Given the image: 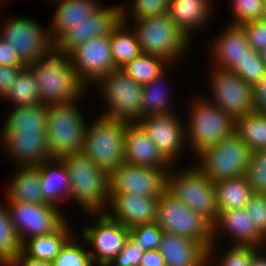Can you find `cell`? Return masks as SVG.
<instances>
[{
    "instance_id": "obj_1",
    "label": "cell",
    "mask_w": 266,
    "mask_h": 266,
    "mask_svg": "<svg viewBox=\"0 0 266 266\" xmlns=\"http://www.w3.org/2000/svg\"><path fill=\"white\" fill-rule=\"evenodd\" d=\"M38 85L41 102L46 105L79 102L86 87L71 64L70 52L52 42L39 60L26 65ZM86 89V90H85Z\"/></svg>"
},
{
    "instance_id": "obj_2",
    "label": "cell",
    "mask_w": 266,
    "mask_h": 266,
    "mask_svg": "<svg viewBox=\"0 0 266 266\" xmlns=\"http://www.w3.org/2000/svg\"><path fill=\"white\" fill-rule=\"evenodd\" d=\"M68 169L70 197L90 214L105 213L109 206V174L95 165L82 152L63 155Z\"/></svg>"
},
{
    "instance_id": "obj_3",
    "label": "cell",
    "mask_w": 266,
    "mask_h": 266,
    "mask_svg": "<svg viewBox=\"0 0 266 266\" xmlns=\"http://www.w3.org/2000/svg\"><path fill=\"white\" fill-rule=\"evenodd\" d=\"M156 223L165 233L179 235L203 245L208 250V265L209 262L211 266L214 265L211 264L216 247L212 245V224L166 190L158 198Z\"/></svg>"
},
{
    "instance_id": "obj_4",
    "label": "cell",
    "mask_w": 266,
    "mask_h": 266,
    "mask_svg": "<svg viewBox=\"0 0 266 266\" xmlns=\"http://www.w3.org/2000/svg\"><path fill=\"white\" fill-rule=\"evenodd\" d=\"M85 128L81 152L109 175L124 163L127 123L100 116ZM90 125V127H89Z\"/></svg>"
},
{
    "instance_id": "obj_5",
    "label": "cell",
    "mask_w": 266,
    "mask_h": 266,
    "mask_svg": "<svg viewBox=\"0 0 266 266\" xmlns=\"http://www.w3.org/2000/svg\"><path fill=\"white\" fill-rule=\"evenodd\" d=\"M133 21L137 25L134 32L143 54L159 56L170 64L188 51L190 39L175 25L168 13Z\"/></svg>"
},
{
    "instance_id": "obj_6",
    "label": "cell",
    "mask_w": 266,
    "mask_h": 266,
    "mask_svg": "<svg viewBox=\"0 0 266 266\" xmlns=\"http://www.w3.org/2000/svg\"><path fill=\"white\" fill-rule=\"evenodd\" d=\"M178 172L180 173L174 175L167 172L166 191L213 224L219 212L216 205L215 183L196 166Z\"/></svg>"
},
{
    "instance_id": "obj_7",
    "label": "cell",
    "mask_w": 266,
    "mask_h": 266,
    "mask_svg": "<svg viewBox=\"0 0 266 266\" xmlns=\"http://www.w3.org/2000/svg\"><path fill=\"white\" fill-rule=\"evenodd\" d=\"M192 102L189 127L187 126L188 142L198 155L204 149L217 145L222 140L235 134L236 120L223 112L218 106L210 103L208 98H197Z\"/></svg>"
},
{
    "instance_id": "obj_8",
    "label": "cell",
    "mask_w": 266,
    "mask_h": 266,
    "mask_svg": "<svg viewBox=\"0 0 266 266\" xmlns=\"http://www.w3.org/2000/svg\"><path fill=\"white\" fill-rule=\"evenodd\" d=\"M76 101L49 105L46 116L48 147L54 158L81 152L87 124Z\"/></svg>"
},
{
    "instance_id": "obj_9",
    "label": "cell",
    "mask_w": 266,
    "mask_h": 266,
    "mask_svg": "<svg viewBox=\"0 0 266 266\" xmlns=\"http://www.w3.org/2000/svg\"><path fill=\"white\" fill-rule=\"evenodd\" d=\"M95 85L102 88L107 110L101 116L112 120L135 123L141 119V94L143 85L137 83L122 68L102 76Z\"/></svg>"
},
{
    "instance_id": "obj_10",
    "label": "cell",
    "mask_w": 266,
    "mask_h": 266,
    "mask_svg": "<svg viewBox=\"0 0 266 266\" xmlns=\"http://www.w3.org/2000/svg\"><path fill=\"white\" fill-rule=\"evenodd\" d=\"M251 153V149L235 133L200 152L197 156L200 162L195 166L215 183L223 179L245 176Z\"/></svg>"
},
{
    "instance_id": "obj_11",
    "label": "cell",
    "mask_w": 266,
    "mask_h": 266,
    "mask_svg": "<svg viewBox=\"0 0 266 266\" xmlns=\"http://www.w3.org/2000/svg\"><path fill=\"white\" fill-rule=\"evenodd\" d=\"M210 83L213 101L235 120L255 111L253 86L230 70L212 68Z\"/></svg>"
},
{
    "instance_id": "obj_12",
    "label": "cell",
    "mask_w": 266,
    "mask_h": 266,
    "mask_svg": "<svg viewBox=\"0 0 266 266\" xmlns=\"http://www.w3.org/2000/svg\"><path fill=\"white\" fill-rule=\"evenodd\" d=\"M7 202L21 243L33 237L51 234L67 222L55 205L29 204L12 200Z\"/></svg>"
},
{
    "instance_id": "obj_13",
    "label": "cell",
    "mask_w": 266,
    "mask_h": 266,
    "mask_svg": "<svg viewBox=\"0 0 266 266\" xmlns=\"http://www.w3.org/2000/svg\"><path fill=\"white\" fill-rule=\"evenodd\" d=\"M3 21L2 38L14 48L25 65L39 60L44 50L53 42L49 30L45 31L34 19L12 17Z\"/></svg>"
},
{
    "instance_id": "obj_14",
    "label": "cell",
    "mask_w": 266,
    "mask_h": 266,
    "mask_svg": "<svg viewBox=\"0 0 266 266\" xmlns=\"http://www.w3.org/2000/svg\"><path fill=\"white\" fill-rule=\"evenodd\" d=\"M70 58L78 79L85 86L116 69L109 35L90 38L77 45L70 51Z\"/></svg>"
},
{
    "instance_id": "obj_15",
    "label": "cell",
    "mask_w": 266,
    "mask_h": 266,
    "mask_svg": "<svg viewBox=\"0 0 266 266\" xmlns=\"http://www.w3.org/2000/svg\"><path fill=\"white\" fill-rule=\"evenodd\" d=\"M169 169L123 163L109 175L110 194H135L159 198L166 190Z\"/></svg>"
},
{
    "instance_id": "obj_16",
    "label": "cell",
    "mask_w": 266,
    "mask_h": 266,
    "mask_svg": "<svg viewBox=\"0 0 266 266\" xmlns=\"http://www.w3.org/2000/svg\"><path fill=\"white\" fill-rule=\"evenodd\" d=\"M97 216V224L85 227L81 237L93 249V252L89 251L93 263L107 266L124 246L129 229L112 220L106 213H98Z\"/></svg>"
},
{
    "instance_id": "obj_17",
    "label": "cell",
    "mask_w": 266,
    "mask_h": 266,
    "mask_svg": "<svg viewBox=\"0 0 266 266\" xmlns=\"http://www.w3.org/2000/svg\"><path fill=\"white\" fill-rule=\"evenodd\" d=\"M158 150L172 164L187 141L185 127L175 113L147 115L137 122ZM186 139V141H185ZM174 161V162H173Z\"/></svg>"
},
{
    "instance_id": "obj_18",
    "label": "cell",
    "mask_w": 266,
    "mask_h": 266,
    "mask_svg": "<svg viewBox=\"0 0 266 266\" xmlns=\"http://www.w3.org/2000/svg\"><path fill=\"white\" fill-rule=\"evenodd\" d=\"M121 20V7H101L87 20L77 23L63 32L54 42L64 50L71 51L77 45L90 38L110 35L112 29Z\"/></svg>"
},
{
    "instance_id": "obj_19",
    "label": "cell",
    "mask_w": 266,
    "mask_h": 266,
    "mask_svg": "<svg viewBox=\"0 0 266 266\" xmlns=\"http://www.w3.org/2000/svg\"><path fill=\"white\" fill-rule=\"evenodd\" d=\"M157 204L158 198L152 196L110 194L108 210L105 213L112 220L130 229L156 222Z\"/></svg>"
},
{
    "instance_id": "obj_20",
    "label": "cell",
    "mask_w": 266,
    "mask_h": 266,
    "mask_svg": "<svg viewBox=\"0 0 266 266\" xmlns=\"http://www.w3.org/2000/svg\"><path fill=\"white\" fill-rule=\"evenodd\" d=\"M4 149L14 157L17 165H39L54 159L49 147L46 131H16L2 136Z\"/></svg>"
},
{
    "instance_id": "obj_21",
    "label": "cell",
    "mask_w": 266,
    "mask_h": 266,
    "mask_svg": "<svg viewBox=\"0 0 266 266\" xmlns=\"http://www.w3.org/2000/svg\"><path fill=\"white\" fill-rule=\"evenodd\" d=\"M124 163L158 169L172 166L137 122L127 123Z\"/></svg>"
},
{
    "instance_id": "obj_22",
    "label": "cell",
    "mask_w": 266,
    "mask_h": 266,
    "mask_svg": "<svg viewBox=\"0 0 266 266\" xmlns=\"http://www.w3.org/2000/svg\"><path fill=\"white\" fill-rule=\"evenodd\" d=\"M220 227V228H219ZM225 230L235 241L233 245L254 246L262 249L260 246L266 244L264 236L256 229L253 221L244 208L222 210L218 212L216 221L212 224L213 244H216L217 233L219 230ZM233 236V237H232ZM264 243V244H263Z\"/></svg>"
},
{
    "instance_id": "obj_23",
    "label": "cell",
    "mask_w": 266,
    "mask_h": 266,
    "mask_svg": "<svg viewBox=\"0 0 266 266\" xmlns=\"http://www.w3.org/2000/svg\"><path fill=\"white\" fill-rule=\"evenodd\" d=\"M158 250L166 266H207L208 250L198 242L163 233Z\"/></svg>"
},
{
    "instance_id": "obj_24",
    "label": "cell",
    "mask_w": 266,
    "mask_h": 266,
    "mask_svg": "<svg viewBox=\"0 0 266 266\" xmlns=\"http://www.w3.org/2000/svg\"><path fill=\"white\" fill-rule=\"evenodd\" d=\"M227 28L219 35L211 49L214 68L224 70H230L236 63H239L251 48L240 25L231 24Z\"/></svg>"
},
{
    "instance_id": "obj_25",
    "label": "cell",
    "mask_w": 266,
    "mask_h": 266,
    "mask_svg": "<svg viewBox=\"0 0 266 266\" xmlns=\"http://www.w3.org/2000/svg\"><path fill=\"white\" fill-rule=\"evenodd\" d=\"M40 169V186L44 200L58 206L70 196L68 169L60 158L37 165ZM68 195V196H67Z\"/></svg>"
},
{
    "instance_id": "obj_26",
    "label": "cell",
    "mask_w": 266,
    "mask_h": 266,
    "mask_svg": "<svg viewBox=\"0 0 266 266\" xmlns=\"http://www.w3.org/2000/svg\"><path fill=\"white\" fill-rule=\"evenodd\" d=\"M210 0H173L169 2L168 14L170 19L188 38L191 30L206 27L211 15ZM211 8V9H210Z\"/></svg>"
},
{
    "instance_id": "obj_27",
    "label": "cell",
    "mask_w": 266,
    "mask_h": 266,
    "mask_svg": "<svg viewBox=\"0 0 266 266\" xmlns=\"http://www.w3.org/2000/svg\"><path fill=\"white\" fill-rule=\"evenodd\" d=\"M49 35L54 42L63 32L81 21L87 20L102 6L96 0H60Z\"/></svg>"
},
{
    "instance_id": "obj_28",
    "label": "cell",
    "mask_w": 266,
    "mask_h": 266,
    "mask_svg": "<svg viewBox=\"0 0 266 266\" xmlns=\"http://www.w3.org/2000/svg\"><path fill=\"white\" fill-rule=\"evenodd\" d=\"M7 200L29 204H49L41 191L40 169L37 165L18 166V172L8 186Z\"/></svg>"
},
{
    "instance_id": "obj_29",
    "label": "cell",
    "mask_w": 266,
    "mask_h": 266,
    "mask_svg": "<svg viewBox=\"0 0 266 266\" xmlns=\"http://www.w3.org/2000/svg\"><path fill=\"white\" fill-rule=\"evenodd\" d=\"M66 222L51 234L33 237L22 243L21 251L30 258L53 262L62 247L73 236Z\"/></svg>"
},
{
    "instance_id": "obj_30",
    "label": "cell",
    "mask_w": 266,
    "mask_h": 266,
    "mask_svg": "<svg viewBox=\"0 0 266 266\" xmlns=\"http://www.w3.org/2000/svg\"><path fill=\"white\" fill-rule=\"evenodd\" d=\"M124 7V8H123ZM127 10L121 6V20L110 32L112 56L116 68H122L142 54L137 36L133 31H127ZM126 14V15H125ZM126 27V28H125Z\"/></svg>"
},
{
    "instance_id": "obj_31",
    "label": "cell",
    "mask_w": 266,
    "mask_h": 266,
    "mask_svg": "<svg viewBox=\"0 0 266 266\" xmlns=\"http://www.w3.org/2000/svg\"><path fill=\"white\" fill-rule=\"evenodd\" d=\"M49 105L12 107L3 125L2 136H10L16 131H46V116Z\"/></svg>"
},
{
    "instance_id": "obj_32",
    "label": "cell",
    "mask_w": 266,
    "mask_h": 266,
    "mask_svg": "<svg viewBox=\"0 0 266 266\" xmlns=\"http://www.w3.org/2000/svg\"><path fill=\"white\" fill-rule=\"evenodd\" d=\"M218 211L245 208L253 192L245 176L215 182Z\"/></svg>"
},
{
    "instance_id": "obj_33",
    "label": "cell",
    "mask_w": 266,
    "mask_h": 266,
    "mask_svg": "<svg viewBox=\"0 0 266 266\" xmlns=\"http://www.w3.org/2000/svg\"><path fill=\"white\" fill-rule=\"evenodd\" d=\"M12 103V106H36L41 102L38 85L32 71L25 66L11 84L10 89L3 98Z\"/></svg>"
},
{
    "instance_id": "obj_34",
    "label": "cell",
    "mask_w": 266,
    "mask_h": 266,
    "mask_svg": "<svg viewBox=\"0 0 266 266\" xmlns=\"http://www.w3.org/2000/svg\"><path fill=\"white\" fill-rule=\"evenodd\" d=\"M235 133L251 149H266V114L253 111L236 119Z\"/></svg>"
},
{
    "instance_id": "obj_35",
    "label": "cell",
    "mask_w": 266,
    "mask_h": 266,
    "mask_svg": "<svg viewBox=\"0 0 266 266\" xmlns=\"http://www.w3.org/2000/svg\"><path fill=\"white\" fill-rule=\"evenodd\" d=\"M22 243L14 228L8 206L0 205V263L8 266L21 253Z\"/></svg>"
},
{
    "instance_id": "obj_36",
    "label": "cell",
    "mask_w": 266,
    "mask_h": 266,
    "mask_svg": "<svg viewBox=\"0 0 266 266\" xmlns=\"http://www.w3.org/2000/svg\"><path fill=\"white\" fill-rule=\"evenodd\" d=\"M165 71L152 82L143 85L141 94V118L147 115H160L173 113L168 103L169 92L161 88ZM160 83L162 85H160ZM166 86V85H165Z\"/></svg>"
},
{
    "instance_id": "obj_37",
    "label": "cell",
    "mask_w": 266,
    "mask_h": 266,
    "mask_svg": "<svg viewBox=\"0 0 266 266\" xmlns=\"http://www.w3.org/2000/svg\"><path fill=\"white\" fill-rule=\"evenodd\" d=\"M166 64L169 67V62L164 58L142 53L133 61L127 63L122 69L137 83L145 85L163 73Z\"/></svg>"
},
{
    "instance_id": "obj_38",
    "label": "cell",
    "mask_w": 266,
    "mask_h": 266,
    "mask_svg": "<svg viewBox=\"0 0 266 266\" xmlns=\"http://www.w3.org/2000/svg\"><path fill=\"white\" fill-rule=\"evenodd\" d=\"M230 71L236 73L245 82L254 86L266 75V65L260 52L250 48L243 58Z\"/></svg>"
},
{
    "instance_id": "obj_39",
    "label": "cell",
    "mask_w": 266,
    "mask_h": 266,
    "mask_svg": "<svg viewBox=\"0 0 266 266\" xmlns=\"http://www.w3.org/2000/svg\"><path fill=\"white\" fill-rule=\"evenodd\" d=\"M245 177L253 194L266 195V149L252 151Z\"/></svg>"
},
{
    "instance_id": "obj_40",
    "label": "cell",
    "mask_w": 266,
    "mask_h": 266,
    "mask_svg": "<svg viewBox=\"0 0 266 266\" xmlns=\"http://www.w3.org/2000/svg\"><path fill=\"white\" fill-rule=\"evenodd\" d=\"M53 266H94L89 250L84 249L71 237L52 262Z\"/></svg>"
},
{
    "instance_id": "obj_41",
    "label": "cell",
    "mask_w": 266,
    "mask_h": 266,
    "mask_svg": "<svg viewBox=\"0 0 266 266\" xmlns=\"http://www.w3.org/2000/svg\"><path fill=\"white\" fill-rule=\"evenodd\" d=\"M232 2V11L235 16V20L231 23L233 25L266 18L264 0H233Z\"/></svg>"
},
{
    "instance_id": "obj_42",
    "label": "cell",
    "mask_w": 266,
    "mask_h": 266,
    "mask_svg": "<svg viewBox=\"0 0 266 266\" xmlns=\"http://www.w3.org/2000/svg\"><path fill=\"white\" fill-rule=\"evenodd\" d=\"M163 233L164 231L156 222L137 225L129 229V234L139 243L142 252L158 249Z\"/></svg>"
},
{
    "instance_id": "obj_43",
    "label": "cell",
    "mask_w": 266,
    "mask_h": 266,
    "mask_svg": "<svg viewBox=\"0 0 266 266\" xmlns=\"http://www.w3.org/2000/svg\"><path fill=\"white\" fill-rule=\"evenodd\" d=\"M142 254L139 243L129 234L120 252L107 266H140Z\"/></svg>"
},
{
    "instance_id": "obj_44",
    "label": "cell",
    "mask_w": 266,
    "mask_h": 266,
    "mask_svg": "<svg viewBox=\"0 0 266 266\" xmlns=\"http://www.w3.org/2000/svg\"><path fill=\"white\" fill-rule=\"evenodd\" d=\"M258 251L254 246L233 245L219 257V266H250L251 259ZM225 254V255H224Z\"/></svg>"
},
{
    "instance_id": "obj_45",
    "label": "cell",
    "mask_w": 266,
    "mask_h": 266,
    "mask_svg": "<svg viewBox=\"0 0 266 266\" xmlns=\"http://www.w3.org/2000/svg\"><path fill=\"white\" fill-rule=\"evenodd\" d=\"M130 11L131 18L140 19L148 16H158L168 13L169 1L168 0H133L131 3ZM133 16V17H132Z\"/></svg>"
},
{
    "instance_id": "obj_46",
    "label": "cell",
    "mask_w": 266,
    "mask_h": 266,
    "mask_svg": "<svg viewBox=\"0 0 266 266\" xmlns=\"http://www.w3.org/2000/svg\"><path fill=\"white\" fill-rule=\"evenodd\" d=\"M256 229L266 239V195L253 194L244 208Z\"/></svg>"
},
{
    "instance_id": "obj_47",
    "label": "cell",
    "mask_w": 266,
    "mask_h": 266,
    "mask_svg": "<svg viewBox=\"0 0 266 266\" xmlns=\"http://www.w3.org/2000/svg\"><path fill=\"white\" fill-rule=\"evenodd\" d=\"M246 34L248 45L260 52L266 47V18L248 21L240 25Z\"/></svg>"
},
{
    "instance_id": "obj_48",
    "label": "cell",
    "mask_w": 266,
    "mask_h": 266,
    "mask_svg": "<svg viewBox=\"0 0 266 266\" xmlns=\"http://www.w3.org/2000/svg\"><path fill=\"white\" fill-rule=\"evenodd\" d=\"M25 66H2L0 65V98H3L17 78L19 72Z\"/></svg>"
},
{
    "instance_id": "obj_49",
    "label": "cell",
    "mask_w": 266,
    "mask_h": 266,
    "mask_svg": "<svg viewBox=\"0 0 266 266\" xmlns=\"http://www.w3.org/2000/svg\"><path fill=\"white\" fill-rule=\"evenodd\" d=\"M0 65L2 66H26L12 48L3 38L0 31Z\"/></svg>"
},
{
    "instance_id": "obj_50",
    "label": "cell",
    "mask_w": 266,
    "mask_h": 266,
    "mask_svg": "<svg viewBox=\"0 0 266 266\" xmlns=\"http://www.w3.org/2000/svg\"><path fill=\"white\" fill-rule=\"evenodd\" d=\"M253 102L256 112L266 114V75L253 86Z\"/></svg>"
},
{
    "instance_id": "obj_51",
    "label": "cell",
    "mask_w": 266,
    "mask_h": 266,
    "mask_svg": "<svg viewBox=\"0 0 266 266\" xmlns=\"http://www.w3.org/2000/svg\"><path fill=\"white\" fill-rule=\"evenodd\" d=\"M140 266H166V263L158 249L146 250L142 254Z\"/></svg>"
},
{
    "instance_id": "obj_52",
    "label": "cell",
    "mask_w": 266,
    "mask_h": 266,
    "mask_svg": "<svg viewBox=\"0 0 266 266\" xmlns=\"http://www.w3.org/2000/svg\"><path fill=\"white\" fill-rule=\"evenodd\" d=\"M8 266H53L52 262L27 257L22 251Z\"/></svg>"
},
{
    "instance_id": "obj_53",
    "label": "cell",
    "mask_w": 266,
    "mask_h": 266,
    "mask_svg": "<svg viewBox=\"0 0 266 266\" xmlns=\"http://www.w3.org/2000/svg\"><path fill=\"white\" fill-rule=\"evenodd\" d=\"M266 253L263 255L257 251L251 259L250 266H266Z\"/></svg>"
},
{
    "instance_id": "obj_54",
    "label": "cell",
    "mask_w": 266,
    "mask_h": 266,
    "mask_svg": "<svg viewBox=\"0 0 266 266\" xmlns=\"http://www.w3.org/2000/svg\"><path fill=\"white\" fill-rule=\"evenodd\" d=\"M261 57L263 59V61L265 62L266 65V47L260 51Z\"/></svg>"
}]
</instances>
